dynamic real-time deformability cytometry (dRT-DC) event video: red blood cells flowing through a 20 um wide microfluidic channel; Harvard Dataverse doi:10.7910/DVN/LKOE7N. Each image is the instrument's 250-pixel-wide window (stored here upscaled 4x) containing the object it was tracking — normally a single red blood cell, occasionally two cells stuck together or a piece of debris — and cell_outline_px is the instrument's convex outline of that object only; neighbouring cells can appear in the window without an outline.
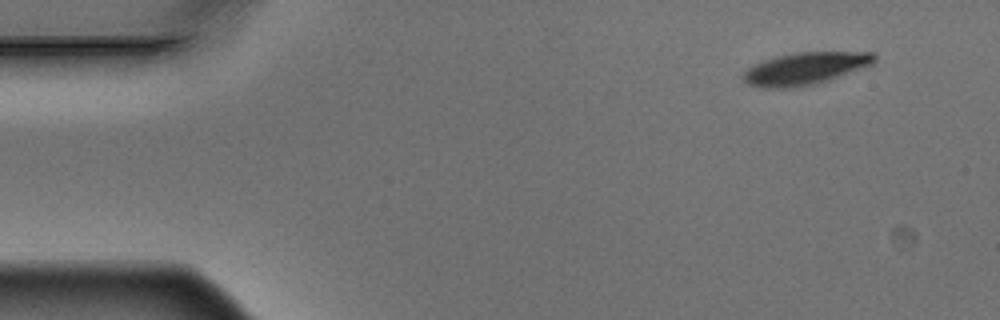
{"species": "Egyptian fruit bat (a non-hibernating species)", "species_latin": "Rousettus aegyptiacus", "temperature_condition": "warm", "stored_images_in_passage": 4, "camera_frame_rate_fps": 3000, "um_per_image_px": 0.085, "animal": {"sex": "male"}, "frame": {"image": 1, "passage_image": 1, "time_ms": 0.0, "image_size_px": [1000, 320], "cell_outline_px": [[876, 60], [872, 64], [828, 80], [816, 84], [792, 88], [760, 88], [748, 84], [744, 80], [744, 72], [748, 68], [764, 60], [776, 56], [796, 52], [872, 52], [876, 56]], "centroid_in_image_um": [68.43, 5.83], "position_along_channel_um": 16.6, "area_um2": 24.51}}
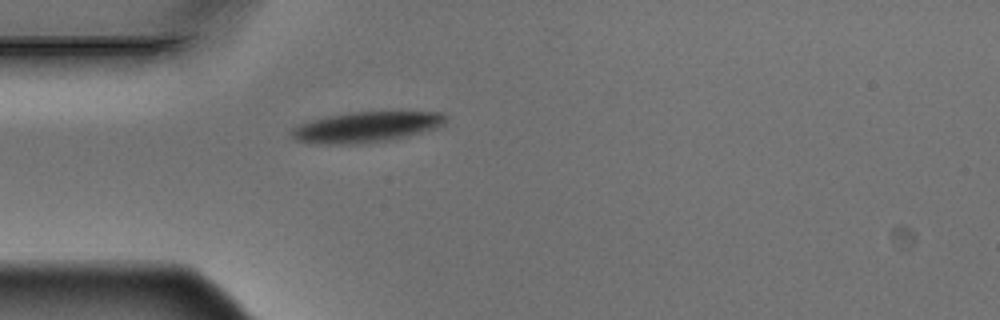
{"frame": {"image": 2, "passage_image": 4, "time_ms": 1.0, "image_size_px": [1000, 320], "cell_outline_px": [[448, 116], [444, 124], [436, 128], [408, 136], [388, 140], [364, 144], [312, 144], [296, 140], [288, 132], [292, 128], [300, 124], [312, 120], [328, 116], [348, 112], [444, 112]], "centroid_in_image_um": [31.12, 10.81], "position_along_channel_um": 53.9, "area_um2": 27.69}}